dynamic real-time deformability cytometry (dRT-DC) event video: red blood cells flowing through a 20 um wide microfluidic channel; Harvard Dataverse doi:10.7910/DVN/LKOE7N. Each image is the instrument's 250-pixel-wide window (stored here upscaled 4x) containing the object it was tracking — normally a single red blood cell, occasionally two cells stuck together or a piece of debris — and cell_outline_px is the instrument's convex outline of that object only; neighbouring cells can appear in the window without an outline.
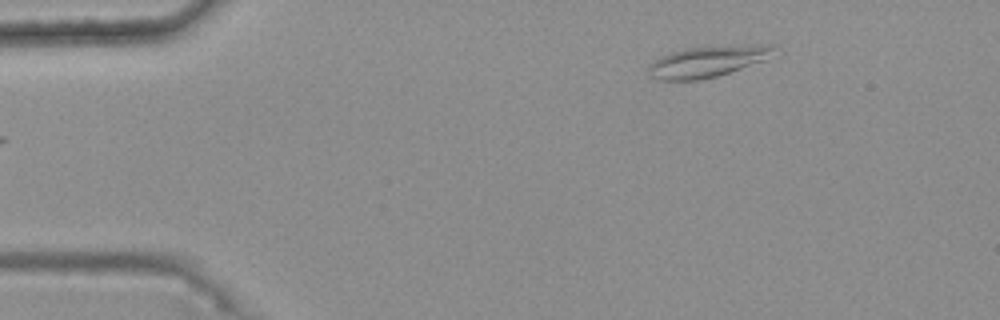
{"species": "common noctule bat (a hibernating species)", "species_latin": "Nyctalus noctula", "temperature_condition": "warm", "stored_images_in_passage": 44, "camera_frame_rate_fps": 3000, "um_per_image_px": 0.085, "animal": {"sex": "female", "body_mass_g": 25.1}, "frame": {"image": 1, "passage_image": 2, "time_ms": 0.333, "image_size_px": [1000, 320], "cell_outline_px": [[776, 48], [764, 60], [716, 76], [700, 80], [660, 80], [652, 76], [648, 72], [648, 64], [652, 60], [672, 52], [688, 48], [756, 44], [772, 44]], "centroid_in_image_um": [60.1, 5.22], "position_along_channel_um": 24.9, "area_um2": 22.37}}
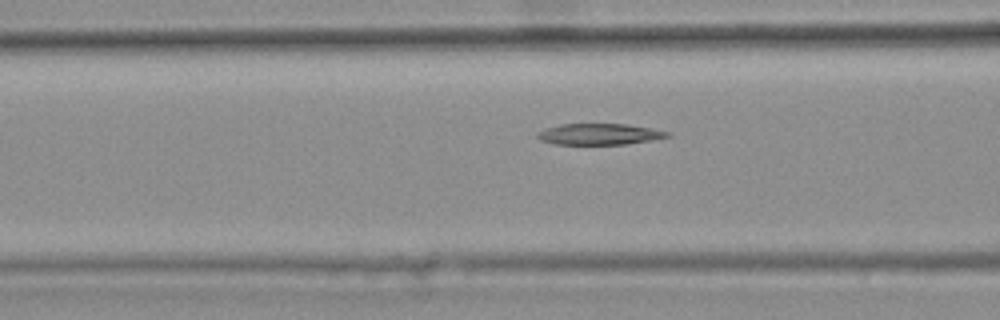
{"frame": {"image": 2, "passage_image": 15, "time_ms": 4.667, "image_size_px": [1000, 320], "cell_outline_px": [[672, 136], [624, 144], [556, 144], [540, 140], [536, 136], [536, 132], [544, 128], [560, 124], [628, 124], [652, 128], [672, 132]], "centroid_in_image_um": [50.93, 11.39], "position_along_channel_um": 115.7, "area_um2": 16.07}}
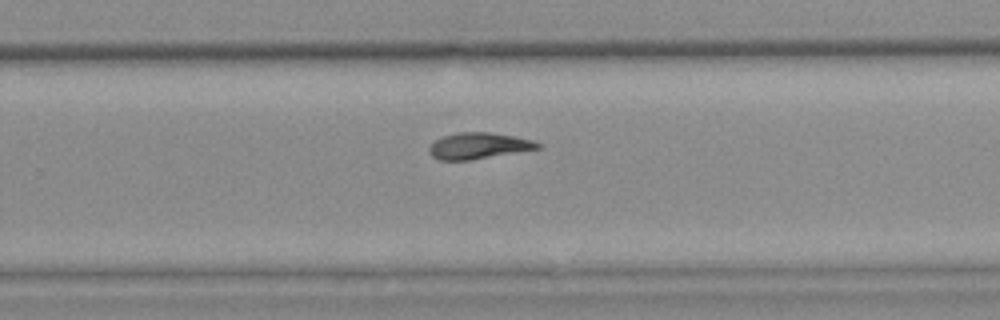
{"frame": {"image": 3, "passage_image": 29, "time_ms": 9.333, "image_size_px": [1000, 320], "cell_outline_px": [[540, 148], [472, 160], [436, 160], [428, 152], [428, 148], [436, 140], [444, 136], [456, 132], [488, 132], [516, 136], [540, 144]], "centroid_in_image_um": [40.62, 12.4], "position_along_channel_um": 289.2, "area_um2": 16.47}, "authors_computed_cell_mechanics": {"area_um2": 16.8776, "velocity_mm_per_s": 3.7259, "shape_relaxation_time_tau1_ms": null, "shape_relaxation_time_tau2_ms": 11.1815, "deformation_change_tau1": null, "deformation_change_tau2": 0.1819}}